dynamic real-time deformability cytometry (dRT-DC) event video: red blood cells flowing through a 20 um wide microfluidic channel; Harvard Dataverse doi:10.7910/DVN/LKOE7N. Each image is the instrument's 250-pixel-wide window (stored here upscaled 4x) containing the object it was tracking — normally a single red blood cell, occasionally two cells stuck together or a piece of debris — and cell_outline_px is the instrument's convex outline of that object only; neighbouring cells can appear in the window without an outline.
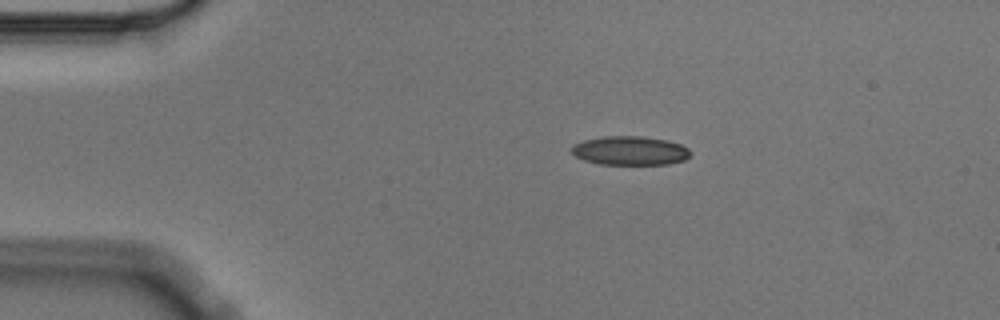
{"species": "Egyptian fruit bat (a non-hibernating species)", "species_latin": "Rousettus aegyptiacus", "temperature_condition": "cold", "stored_images_in_passage": 3, "camera_frame_rate_fps": 3000, "um_per_image_px": 0.085, "animal": {"sex": "male"}, "frame": {"image": 1, "passage_image": 1, "time_ms": 0.0, "image_size_px": [1000, 320], "cell_outline_px": [[692, 152], [684, 160], [668, 164], [600, 164], [584, 160], [576, 156], [572, 152], [572, 144], [584, 140], [604, 136], [644, 136], [668, 140], [680, 144], [688, 148]], "centroid_in_image_um": [53.56, 12.8], "position_along_channel_um": 31.4, "area_um2": 20.06}}